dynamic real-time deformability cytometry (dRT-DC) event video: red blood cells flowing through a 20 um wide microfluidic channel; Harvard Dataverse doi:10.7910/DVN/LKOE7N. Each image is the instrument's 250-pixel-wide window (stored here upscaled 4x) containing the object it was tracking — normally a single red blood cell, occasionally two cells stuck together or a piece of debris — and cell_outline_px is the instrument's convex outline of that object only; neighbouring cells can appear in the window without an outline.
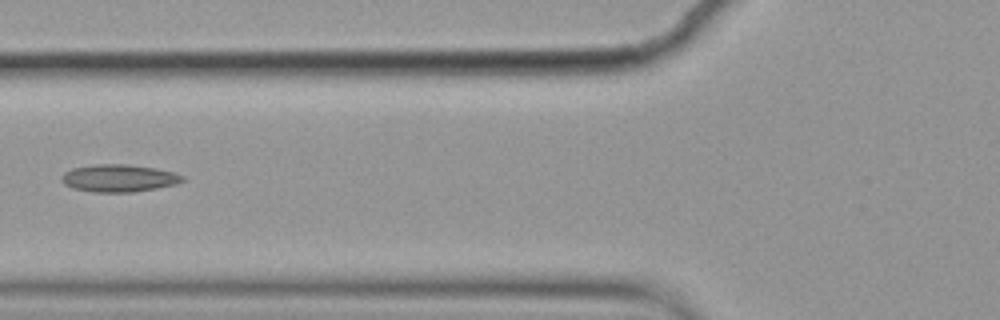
{"species": "common noctule bat (a hibernating species)", "species_latin": "Nyctalus noctula", "temperature_condition": "cold", "stored_images_in_passage": 9, "camera_frame_rate_fps": 3000, "um_per_image_px": 0.085, "animal": {"sex": "female", "body_mass_g": 19.9}, "frame": {"image": 1, "passage_image": 6, "time_ms": 1.667, "image_size_px": [1000, 320], "cell_outline_px": [[184, 180], [176, 184], [156, 188], [132, 192], [96, 192], [76, 188], [64, 184], [60, 180], [64, 172], [72, 168], [96, 164], [128, 164], [156, 168], [176, 172], [184, 176]], "centroid_in_image_um": [10.13, 15.13], "position_along_channel_um": 115.7, "area_um2": 19.31}}
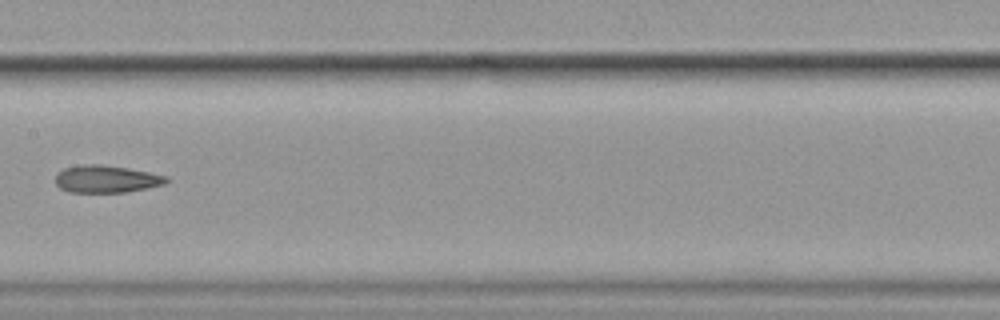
{"frame": {"image": 2, "passage_image": 8, "time_ms": 2.333, "image_size_px": [1000, 320], "cell_outline_px": [[168, 180], [164, 184], [124, 192], [68, 192], [60, 188], [56, 184], [56, 172], [64, 168], [84, 164], [100, 164], [128, 168], [168, 176]], "centroid_in_image_um": [8.99, 15.21], "position_along_channel_um": 198.4, "area_um2": 17.57}}
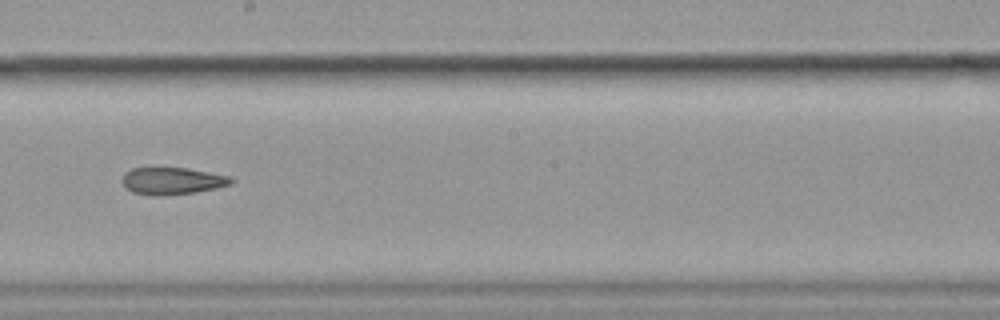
{"frame": {"image": 3, "passage_image": 9, "time_ms": 2.667, "image_size_px": [1000, 320], "cell_outline_px": [[236, 180], [232, 184], [216, 188], [196, 192], [160, 196], [152, 196], [132, 192], [124, 184], [124, 176], [132, 168], [188, 168], [228, 176]], "centroid_in_image_um": [14.7, 15.39], "position_along_channel_um": 233.5, "area_um2": 16.99}}